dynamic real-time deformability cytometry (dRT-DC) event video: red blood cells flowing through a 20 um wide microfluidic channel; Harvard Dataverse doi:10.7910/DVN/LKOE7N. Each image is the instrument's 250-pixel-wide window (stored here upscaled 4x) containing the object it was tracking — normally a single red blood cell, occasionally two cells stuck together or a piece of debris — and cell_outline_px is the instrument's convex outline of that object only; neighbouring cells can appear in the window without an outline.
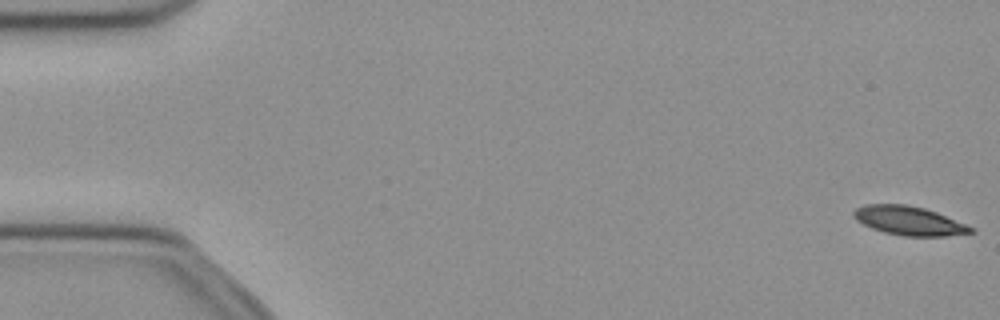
{"species": "common noctule bat (a hibernating species)", "species_latin": "Nyctalus noctula", "temperature_condition": "cold", "stored_images_in_passage": 52, "camera_frame_rate_fps": 3000, "um_per_image_px": 0.085, "animal": {"sex": "female", "body_mass_g": 21.9}, "frame": {"image": 1, "passage_image": 1, "time_ms": 0.0, "image_size_px": [1000, 320], "cell_outline_px": [[976, 232], [944, 236], [904, 236], [884, 232], [872, 228], [856, 220], [852, 216], [852, 212], [856, 208], [864, 204], [904, 204], [924, 208], [936, 212], [976, 228]], "centroid_in_image_um": [77.27, 18.76], "position_along_channel_um": 7.7, "area_um2": 19.77}}
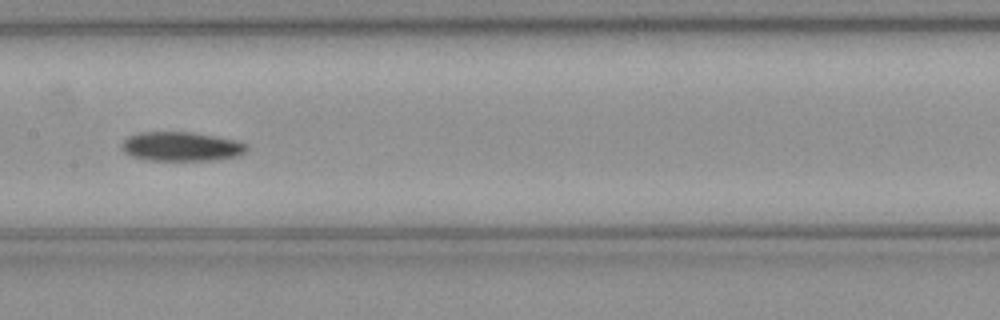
{"frame": {"image": 2, "passage_image": 26, "time_ms": 8.333, "image_size_px": [1000, 320], "cell_outline_px": [[248, 148], [240, 156], [216, 160], [144, 160], [132, 156], [124, 152], [120, 148], [124, 140], [128, 136], [140, 132], [192, 132], [236, 140], [248, 144]], "centroid_in_image_um": [15.42, 12.46], "position_along_channel_um": 192.0, "area_um2": 21.44}}
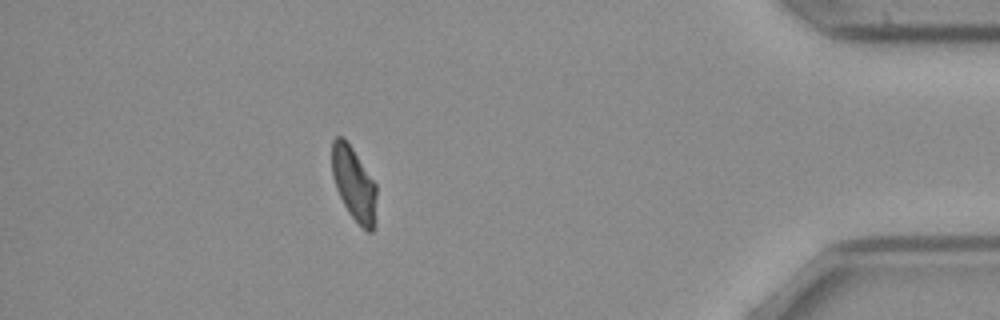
{"frame": {"image": 3, "passage_image": 46, "time_ms": 15.0, "image_size_px": [1000, 320], "cell_outline_px": [[376, 220], [372, 232], [368, 232], [348, 212], [336, 188], [332, 176], [332, 140], [336, 136], [344, 136], [376, 184]], "centroid_in_image_um": [30.08, 15.61], "position_along_channel_um": 405.1, "area_um2": 19.07}}